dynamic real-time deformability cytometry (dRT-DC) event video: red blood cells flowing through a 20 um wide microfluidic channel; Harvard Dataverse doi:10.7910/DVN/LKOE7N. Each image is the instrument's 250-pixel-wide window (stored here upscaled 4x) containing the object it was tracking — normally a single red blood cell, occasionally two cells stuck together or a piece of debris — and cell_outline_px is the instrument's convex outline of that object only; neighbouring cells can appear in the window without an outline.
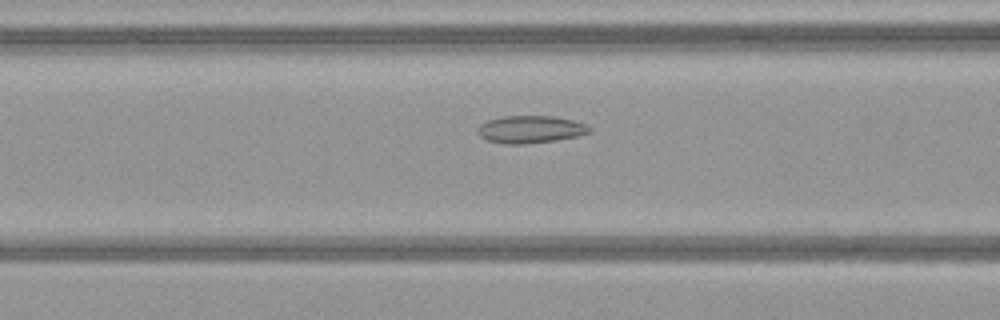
{"species": "common noctule bat (a hibernating species)", "species_latin": "Nyctalus noctula", "temperature_condition": "warm", "stored_images_in_passage": 44, "camera_frame_rate_fps": 3000, "um_per_image_px": 0.085, "animal": {"sex": "female", "body_mass_g": 21.9}, "frame": {"image": 1, "passage_image": 14, "time_ms": 4.333, "image_size_px": [1000, 320], "cell_outline_px": [[592, 132], [576, 136], [556, 140], [528, 144], [504, 144], [488, 140], [480, 136], [480, 124], [488, 120], [504, 116], [552, 116], [572, 120], [588, 124], [592, 128]], "centroid_in_image_um": [45.15, 11.0], "position_along_channel_um": 121.5, "area_um2": 17.8}}
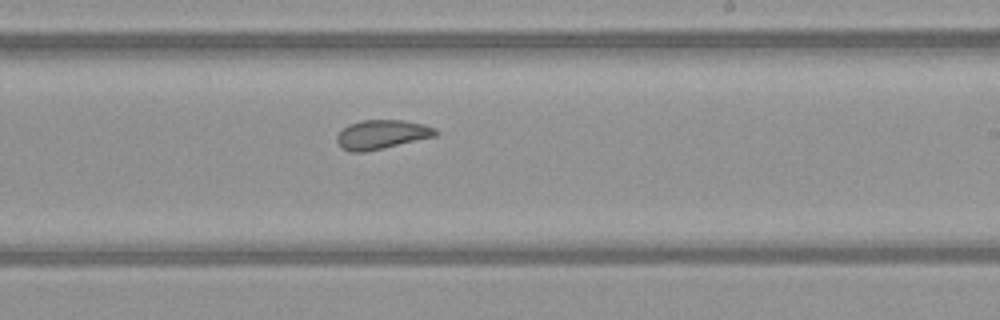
{"frame": {"image": 2, "passage_image": 24, "time_ms": 7.667, "image_size_px": [1000, 320], "cell_outline_px": [[440, 132], [436, 136], [384, 148], [364, 152], [348, 152], [340, 148], [336, 140], [336, 136], [348, 124], [364, 120], [404, 120], [424, 124], [436, 128]], "centroid_in_image_um": [32.46, 11.44], "position_along_channel_um": 256.5, "area_um2": 16.94}}
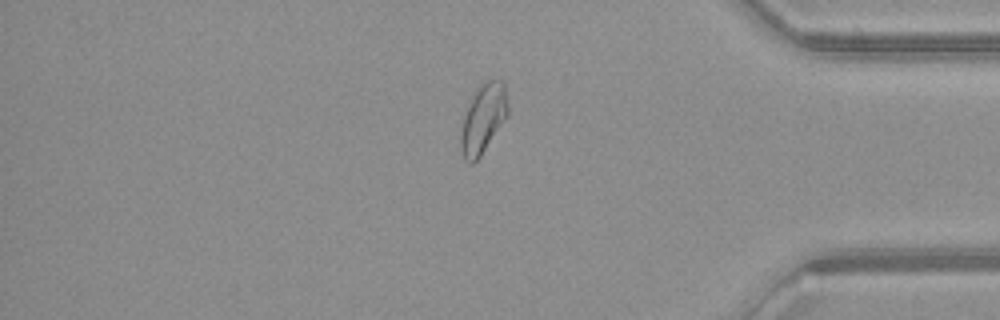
{"frame": {"image": 3, "passage_image": 36, "time_ms": 11.667, "image_size_px": [1000, 320], "cell_outline_px": [[508, 116], [480, 156], [472, 164], [464, 160], [460, 152], [460, 124], [468, 104], [476, 88], [484, 80], [504, 80], [508, 104]], "centroid_in_image_um": [41.05, 10.07], "position_along_channel_um": 394.2, "area_um2": 19.42}, "authors_computed_cell_mechanics": {"area_um2": 18.1203, "velocity_mm_per_s": 4.0516, "shape_relaxation_time_tau1_ms": null, "shape_relaxation_time_tau2_ms": 1.9431, "deformation_change_tau1": null, "deformation_change_tau2": 0.0827}}